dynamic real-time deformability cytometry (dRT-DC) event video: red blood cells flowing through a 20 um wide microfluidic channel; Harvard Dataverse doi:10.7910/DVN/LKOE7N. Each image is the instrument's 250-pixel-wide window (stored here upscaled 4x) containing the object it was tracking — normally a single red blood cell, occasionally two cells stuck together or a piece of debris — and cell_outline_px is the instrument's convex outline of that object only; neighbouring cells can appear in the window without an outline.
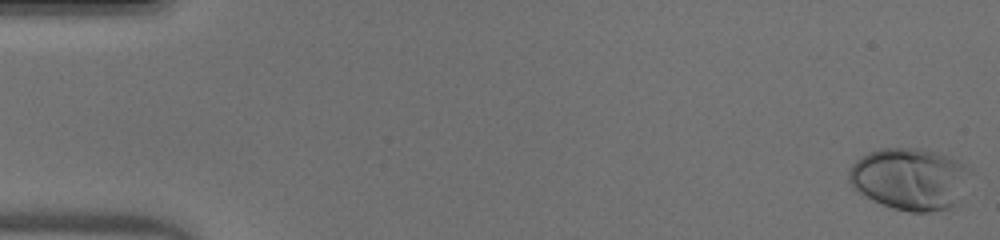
{"species": "human", "species_latin": "Homo sapiens", "temperature_condition": "warm", "stored_images_in_passage": 51, "camera_frame_rate_fps": 3000, "um_per_image_px": 0.085, "donor": {"sex": "male"}, "frame": {"image": 1, "passage_image": 1, "time_ms": 0.0, "image_size_px": [1000, 240], "cell_outline_px": [[972, 172], [960, 200], [952, 208], [928, 212], [912, 212], [896, 208], [884, 204], [860, 192], [848, 180], [848, 168], [856, 160], [868, 152], [880, 148], [920, 148], [936, 152], [948, 156], [972, 168]], "centroid_in_image_um": [77.39, 15.19], "position_along_channel_um": 7.6, "area_um2": 43.87}}
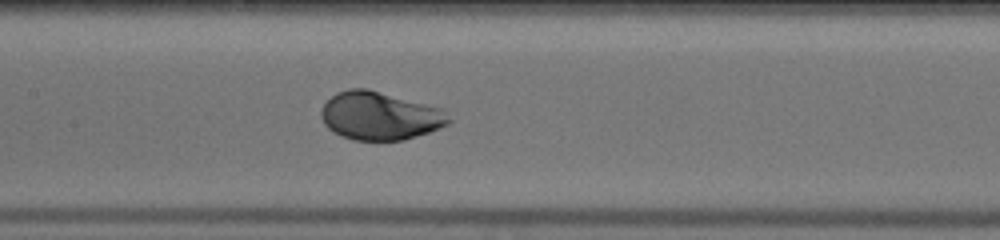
{"frame": {"image": 2, "passage_image": 25, "time_ms": 8.0, "image_size_px": [1000, 240], "cell_outline_px": [[452, 120], [448, 124], [440, 128], [404, 140], [352, 140], [340, 136], [332, 132], [324, 124], [320, 116], [320, 108], [336, 92], [348, 88], [368, 88], [444, 108]], "centroid_in_image_um": [32.28, 9.84], "position_along_channel_um": 175.1, "area_um2": 36.36}}
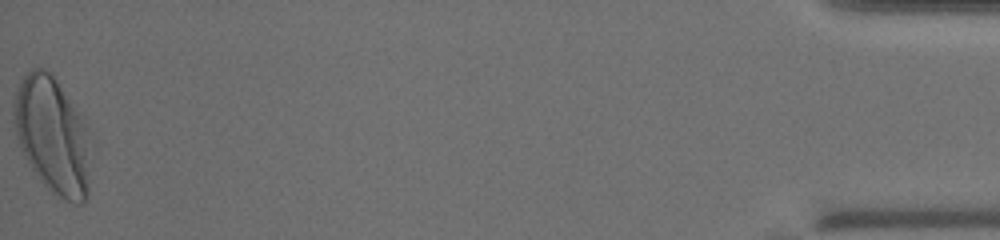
{"frame": {"image": 3, "passage_image": 51, "time_ms": 16.667, "image_size_px": [1000, 240], "cell_outline_px": [[92, 132], [88, 196], [84, 204], [72, 204], [64, 200], [52, 192], [40, 180], [32, 168], [20, 148], [16, 136], [12, 120], [12, 100], [20, 80], [32, 68], [44, 68], [52, 72]], "centroid_in_image_um": [4.49, 11.51], "position_along_channel_um": 430.7, "area_um2": 53.52}, "authors_computed_cell_mechanics": {"area_um2": 35.8938, "velocity_mm_per_s": 4.08, "shape_relaxation_time_tau1_ms": 1.9555, "shape_relaxation_time_tau2_ms": null, "deformation_change_tau1": 0.1591, "deformation_change_tau2": null}}